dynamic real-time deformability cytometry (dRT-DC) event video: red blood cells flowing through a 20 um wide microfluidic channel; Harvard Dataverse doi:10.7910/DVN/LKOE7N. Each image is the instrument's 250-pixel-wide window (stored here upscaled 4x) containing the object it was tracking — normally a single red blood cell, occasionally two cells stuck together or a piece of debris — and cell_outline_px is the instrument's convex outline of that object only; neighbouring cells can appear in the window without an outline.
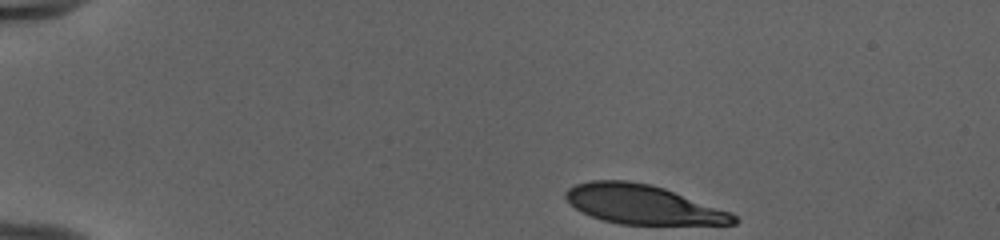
{"species": "human", "species_latin": "Homo sapiens", "temperature_condition": "cold", "stored_images_in_passage": 43, "camera_frame_rate_fps": 3000, "um_per_image_px": 0.085, "donor": {"sex": "female"}, "frame": {"image": 1, "passage_image": 1, "time_ms": 0.0, "image_size_px": [1000, 240], "cell_outline_px": [[740, 220], [736, 224], [620, 224], [600, 220], [580, 212], [564, 196], [564, 192], [568, 188], [576, 184], [592, 180], [628, 180], [648, 184], [664, 188], [732, 212]], "centroid_in_image_um": [54.63, 17.38], "position_along_channel_um": 30.4, "area_um2": 38.38}}
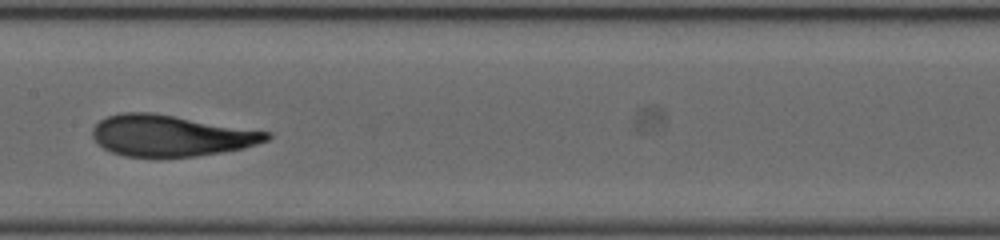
{"frame": {"image": 2, "passage_image": 20, "time_ms": 6.333, "image_size_px": [1000, 240], "cell_outline_px": [[272, 136], [268, 140], [244, 148], [196, 156], [124, 156], [112, 152], [104, 148], [92, 136], [92, 128], [100, 120], [108, 116], [120, 112], [152, 112], [272, 132]], "centroid_in_image_um": [14.53, 11.51], "position_along_channel_um": 192.9, "area_um2": 41.62}}
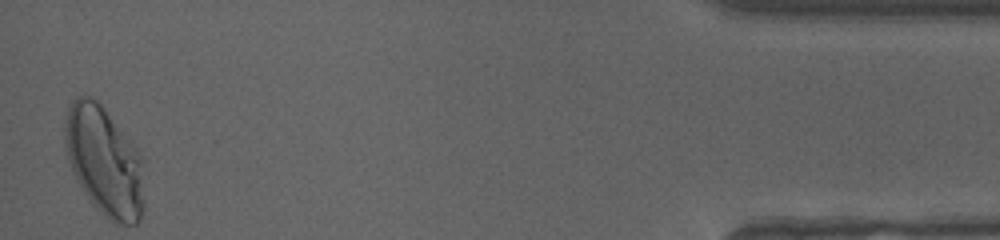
{"frame": {"image": 3, "passage_image": 43, "time_ms": 14.0, "image_size_px": [1000, 240], "cell_outline_px": [[144, 208], [140, 220], [136, 224], [116, 224], [100, 212], [88, 200], [76, 180], [68, 160], [64, 140], [64, 128], [68, 108], [72, 100], [76, 96], [84, 92], [96, 100], [100, 104], [132, 140], [136, 148], [140, 160], [144, 200]], "centroid_in_image_um": [8.84, 13.69], "position_along_channel_um": 426.4, "area_um2": 50.69}, "authors_computed_cell_mechanics": {"area_um2": 41.5582, "velocity_mm_per_s": 3.9725, "shape_relaxation_time_tau1_ms": 5.8455, "shape_relaxation_time_tau2_ms": 0.8084, "deformation_change_tau1": 0.2352, "deformation_change_tau2": 0.0617}}